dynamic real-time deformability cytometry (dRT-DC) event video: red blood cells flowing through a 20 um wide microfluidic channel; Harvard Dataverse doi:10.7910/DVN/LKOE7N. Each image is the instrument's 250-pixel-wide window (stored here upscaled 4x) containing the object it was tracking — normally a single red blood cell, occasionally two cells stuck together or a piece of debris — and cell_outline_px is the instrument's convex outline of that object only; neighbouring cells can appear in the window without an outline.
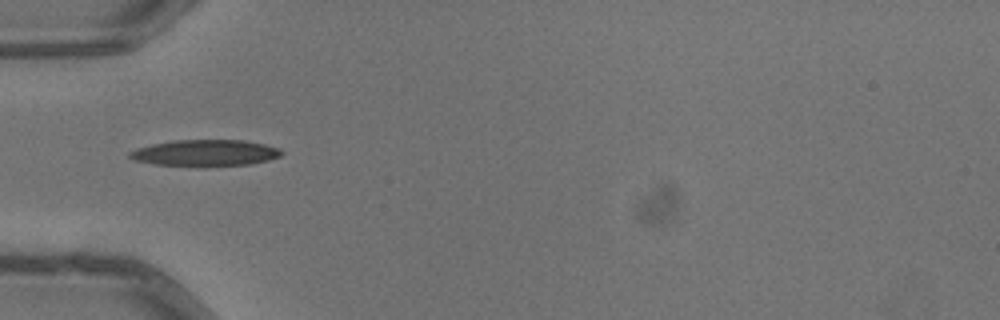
{"species": "common noctule bat (a hibernating species)", "species_latin": "Nyctalus noctula", "temperature_condition": "warm", "stored_images_in_passage": 2, "camera_frame_rate_fps": 3000, "um_per_image_px": 0.085, "animal": {"sex": "male", "body_mass_g": 13.3}, "frame": {"image": 1, "passage_image": 2, "time_ms": 0.333, "image_size_px": [1000, 320], "cell_outline_px": [[284, 152], [280, 156], [268, 160], [252, 164], [156, 164], [136, 160], [128, 156], [128, 152], [136, 148], [152, 144], [176, 140], [244, 140], [264, 144], [280, 148]], "centroid_in_image_um": [17.48, 12.96], "position_along_channel_um": 67.5, "area_um2": 22.48}}